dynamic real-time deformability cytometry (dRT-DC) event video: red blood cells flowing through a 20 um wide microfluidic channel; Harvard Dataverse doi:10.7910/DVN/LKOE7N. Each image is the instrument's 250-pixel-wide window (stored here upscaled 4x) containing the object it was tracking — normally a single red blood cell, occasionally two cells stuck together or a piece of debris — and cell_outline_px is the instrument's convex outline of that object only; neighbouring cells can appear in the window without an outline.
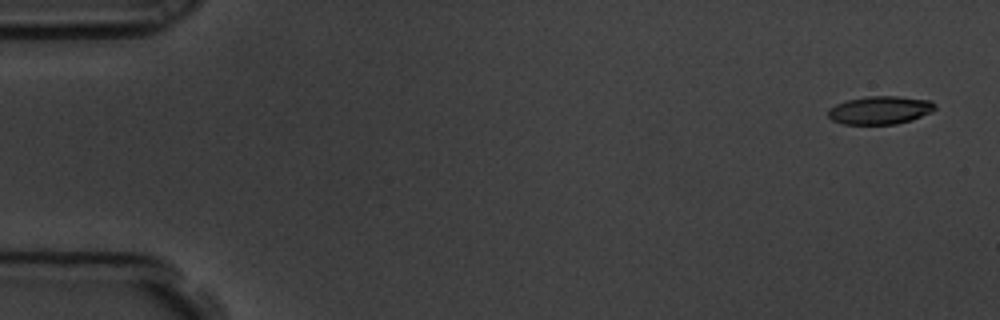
{"species": "common noctule bat (a hibernating species)", "species_latin": "Nyctalus noctula", "temperature_condition": "room temperature", "stored_images_in_passage": 6, "camera_frame_rate_fps": 3000, "um_per_image_px": 0.085, "animal": {"sex": "male", "body_mass_g": 19.5, "forearm_length_mm": 54.6}, "frame": {"image": 1, "passage_image": 1, "time_ms": 0.0, "image_size_px": [1000, 320], "cell_outline_px": [[936, 108], [932, 112], [912, 120], [896, 124], [844, 124], [832, 120], [828, 116], [828, 108], [836, 104], [848, 100], [868, 96], [896, 96], [932, 100], [936, 104]], "centroid_in_image_um": [74.83, 9.36], "position_along_channel_um": 10.2, "area_um2": 17.63}}
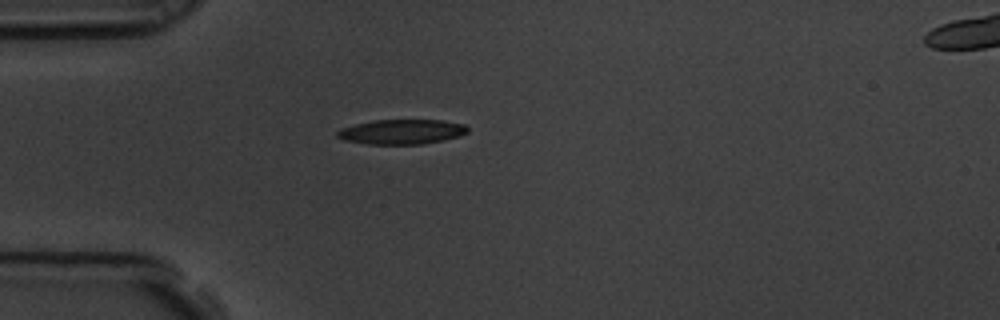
{"frame": {"image": 2, "passage_image": 5, "time_ms": 1.333, "image_size_px": [1000, 320], "cell_outline_px": [[468, 132], [460, 136], [420, 144], [368, 144], [344, 140], [336, 136], [336, 132], [340, 128], [356, 124], [376, 120], [444, 120], [464, 124], [468, 128]], "centroid_in_image_um": [34.13, 11.19], "position_along_channel_um": 50.9, "area_um2": 18.73}}